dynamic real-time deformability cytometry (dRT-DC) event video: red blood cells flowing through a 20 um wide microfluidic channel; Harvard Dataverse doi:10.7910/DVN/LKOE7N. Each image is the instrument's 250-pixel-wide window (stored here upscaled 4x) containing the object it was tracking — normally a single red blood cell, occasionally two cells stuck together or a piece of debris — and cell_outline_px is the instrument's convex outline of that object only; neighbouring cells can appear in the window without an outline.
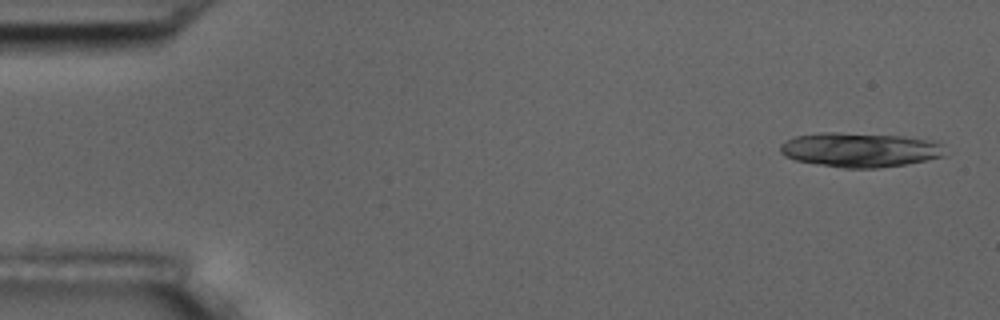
{"species": "common noctule bat (a hibernating species)", "species_latin": "Nyctalus noctula", "temperature_condition": "room temperature", "stored_images_in_passage": 4, "camera_frame_rate_fps": 3000, "um_per_image_px": 0.085, "animal": {"sex": "male", "body_mass_g": 17.5, "forearm_length_mm": 52.3}, "frame": {"image": 1, "passage_image": 1, "time_ms": 0.0, "image_size_px": [1000, 320], "cell_outline_px": [[948, 156], [904, 164], [876, 168], [844, 168], [796, 160], [784, 156], [780, 152], [780, 144], [796, 136], [820, 132], [840, 132], [904, 136], [944, 144]], "centroid_in_image_um": [73.12, 12.73], "position_along_channel_um": 11.9, "area_um2": 33.06}}